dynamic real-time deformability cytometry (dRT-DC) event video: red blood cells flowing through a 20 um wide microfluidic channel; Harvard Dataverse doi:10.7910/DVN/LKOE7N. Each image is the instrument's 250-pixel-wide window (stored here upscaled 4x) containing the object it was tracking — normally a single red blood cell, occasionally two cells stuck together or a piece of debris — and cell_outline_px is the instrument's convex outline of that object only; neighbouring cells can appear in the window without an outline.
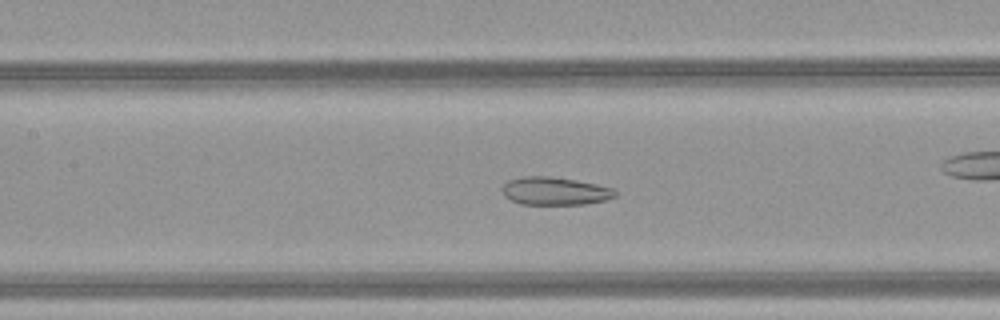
{"species": "common noctule bat (a hibernating species)", "species_latin": "Nyctalus noctula", "temperature_condition": "warm", "stored_images_in_passage": 49, "camera_frame_rate_fps": 3000, "um_per_image_px": 0.085, "animal": {"sex": "female", "body_mass_g": 21.9}, "frame": {"image": 1, "passage_image": 22, "time_ms": 7.0, "image_size_px": [1000, 320], "cell_outline_px": [[616, 196], [608, 200], [588, 204], [520, 204], [504, 196], [504, 184], [508, 180], [524, 176], [548, 176], [576, 180], [596, 184], [612, 188], [616, 192]], "centroid_in_image_um": [47.2, 16.24], "position_along_channel_um": 160.2, "area_um2": 18.32}}
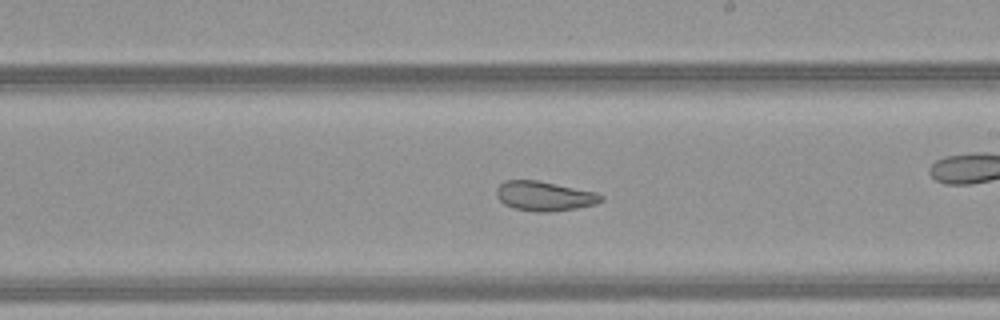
{"frame": {"image": 2, "passage_image": 28, "time_ms": 9.0, "image_size_px": [1000, 320], "cell_outline_px": [[604, 200], [596, 204], [576, 208], [548, 212], [536, 212], [512, 208], [504, 204], [496, 196], [496, 188], [504, 180], [536, 180], [596, 192], [604, 196]], "centroid_in_image_um": [46.26, 16.67], "position_along_channel_um": 242.7, "area_um2": 18.09}}
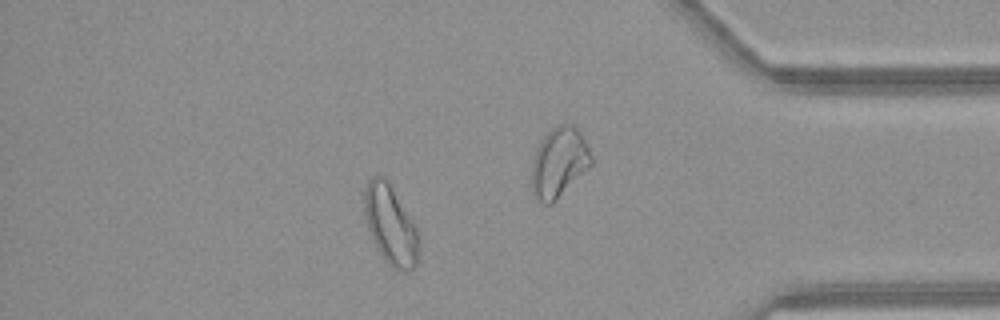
{"frame": {"image": 3, "passage_image": 42, "time_ms": 13.667, "image_size_px": [1000, 320], "cell_outline_px": [[420, 240], [416, 264], [408, 272], [404, 272], [388, 264], [384, 260], [368, 228], [364, 212], [364, 188], [368, 180], [372, 176], [384, 176], [388, 180], [416, 228], [420, 236]], "centroid_in_image_um": [33.19, 19.1], "position_along_channel_um": 402.0, "area_um2": 24.91}, "authors_computed_cell_mechanics": {"area_um2": 24.5072, "velocity_mm_per_s": 4.1419, "shape_relaxation_time_tau1_ms": null, "shape_relaxation_time_tau2_ms": 2.062, "deformation_change_tau1": null, "deformation_change_tau2": 0.0949}}